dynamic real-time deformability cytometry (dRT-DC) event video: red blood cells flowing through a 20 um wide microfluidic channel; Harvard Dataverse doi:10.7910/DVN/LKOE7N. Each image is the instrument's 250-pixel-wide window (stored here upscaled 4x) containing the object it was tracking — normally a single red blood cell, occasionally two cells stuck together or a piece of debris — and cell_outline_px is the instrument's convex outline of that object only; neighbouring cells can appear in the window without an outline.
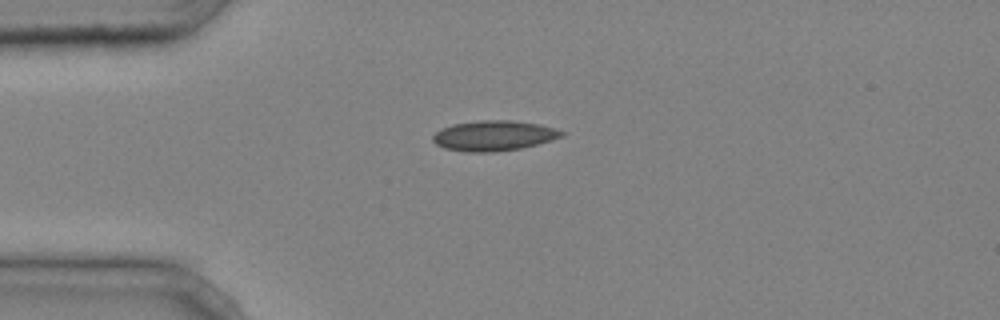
{"species": "common noctule bat (a hibernating species)", "species_latin": "Nyctalus noctula", "temperature_condition": "cold", "stored_images_in_passage": 32, "camera_frame_rate_fps": 3000, "um_per_image_px": 0.085, "animal": {"sex": "male", "body_mass_g": 20.4}, "frame": {"image": 1, "passage_image": 1, "time_ms": 0.0, "image_size_px": [1000, 320], "cell_outline_px": [[564, 136], [552, 140], [520, 148], [492, 152], [468, 152], [444, 148], [436, 144], [432, 140], [432, 136], [440, 128], [452, 124], [480, 120], [512, 120], [540, 124], [556, 128], [564, 132]], "centroid_in_image_um": [41.97, 11.52], "position_along_channel_um": 43.0, "area_um2": 22.77}}
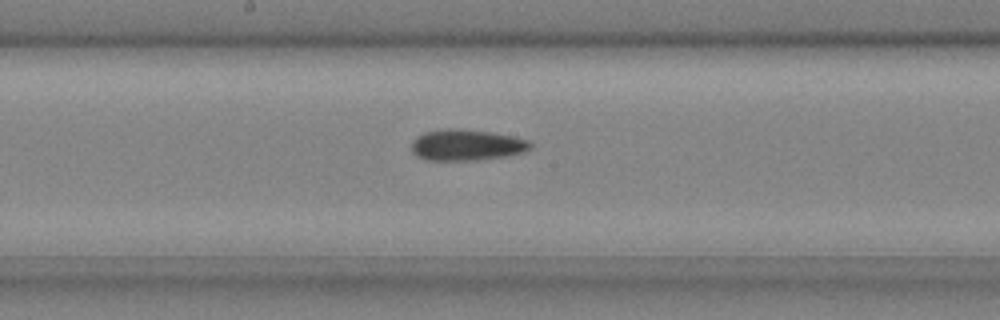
{"frame": {"image": 2, "passage_image": 14, "time_ms": 4.333, "image_size_px": [1000, 320], "cell_outline_px": [[532, 148], [524, 152], [508, 156], [476, 160], [424, 160], [416, 156], [412, 152], [412, 140], [416, 136], [424, 132], [444, 128], [448, 128], [488, 132], [512, 136], [528, 140], [532, 144]], "centroid_in_image_um": [39.63, 12.33], "position_along_channel_um": 208.6, "area_um2": 21.62}}
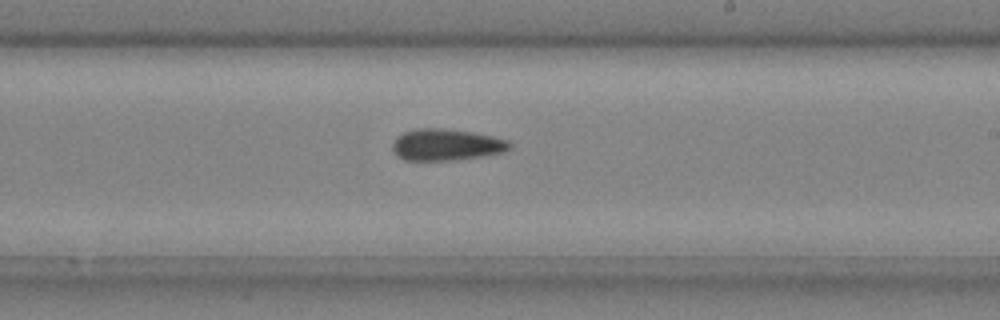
{"frame": {"image": 3, "passage_image": 17, "time_ms": 5.333, "image_size_px": [1000, 320], "cell_outline_px": [[512, 148], [504, 152], [484, 156], [452, 160], [404, 160], [396, 156], [392, 148], [392, 144], [396, 136], [404, 132], [416, 128], [444, 128], [472, 132], [492, 136], [508, 140], [512, 144]], "centroid_in_image_um": [37.93, 12.3], "position_along_channel_um": 251.1, "area_um2": 21.79}}